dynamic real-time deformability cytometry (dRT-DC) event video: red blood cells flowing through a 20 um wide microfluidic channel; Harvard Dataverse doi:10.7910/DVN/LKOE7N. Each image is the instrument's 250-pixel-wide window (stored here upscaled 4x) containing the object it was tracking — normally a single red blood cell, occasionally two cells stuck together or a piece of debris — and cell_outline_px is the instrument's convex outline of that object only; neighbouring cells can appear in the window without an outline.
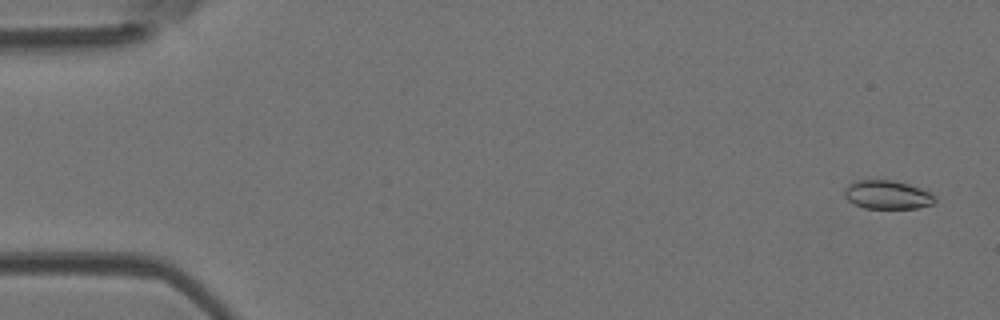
{"species": "Egyptian fruit bat (a non-hibernating species)", "species_latin": "Rousettus aegyptiacus", "temperature_condition": "room temperature", "stored_images_in_passage": 53, "camera_frame_rate_fps": 3000, "um_per_image_px": 0.085, "animal": {"sex": "female"}, "frame": {"image": 1, "passage_image": 3, "time_ms": 0.667, "image_size_px": [1000, 320], "cell_outline_px": [[936, 200], [932, 204], [916, 208], [864, 208], [848, 200], [844, 196], [844, 188], [848, 184], [856, 180], [896, 180], [920, 188], [936, 196]], "centroid_in_image_um": [75.41, 16.54], "position_along_channel_um": 9.6, "area_um2": 15.09}}
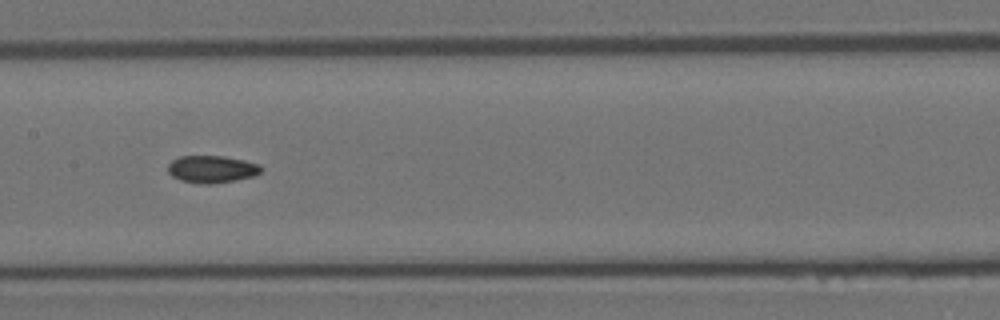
{"frame": {"image": 2, "passage_image": 27, "time_ms": 8.667, "image_size_px": [1000, 320], "cell_outline_px": [[264, 168], [260, 172], [252, 176], [236, 180], [212, 184], [200, 184], [180, 180], [172, 176], [168, 172], [168, 164], [172, 160], [180, 156], [224, 156], [244, 160], [260, 164]], "centroid_in_image_um": [18.0, 14.38], "position_along_channel_um": 189.4, "area_um2": 14.91}}
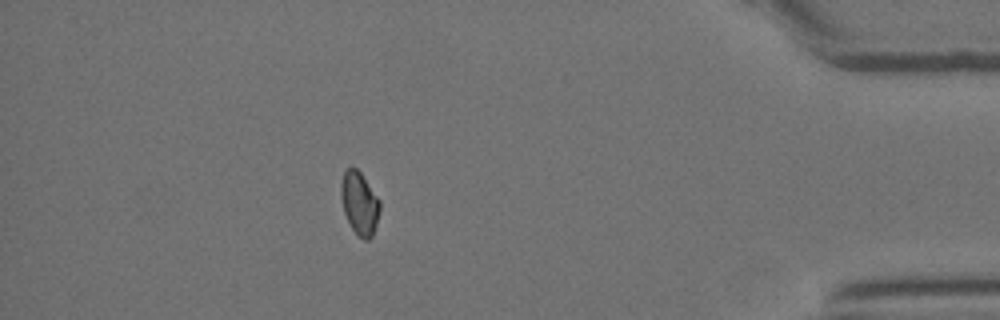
{"frame": {"image": 3, "passage_image": 47, "time_ms": 15.333, "image_size_px": [1000, 320], "cell_outline_px": [[380, 208], [376, 224], [372, 236], [368, 240], [364, 240], [352, 228], [344, 212], [340, 196], [340, 184], [344, 172], [348, 168], [356, 168], [360, 172], [380, 200]], "centroid_in_image_um": [30.55, 17.26], "position_along_channel_um": 404.7, "area_um2": 14.05}, "authors_computed_cell_mechanics": {"area_um2": 14.8546, "velocity_mm_per_s": 3.9233, "shape_relaxation_time_tau1_ms": null, "shape_relaxation_time_tau2_ms": 2.3728, "deformation_change_tau1": null, "deformation_change_tau2": 0.0576}}